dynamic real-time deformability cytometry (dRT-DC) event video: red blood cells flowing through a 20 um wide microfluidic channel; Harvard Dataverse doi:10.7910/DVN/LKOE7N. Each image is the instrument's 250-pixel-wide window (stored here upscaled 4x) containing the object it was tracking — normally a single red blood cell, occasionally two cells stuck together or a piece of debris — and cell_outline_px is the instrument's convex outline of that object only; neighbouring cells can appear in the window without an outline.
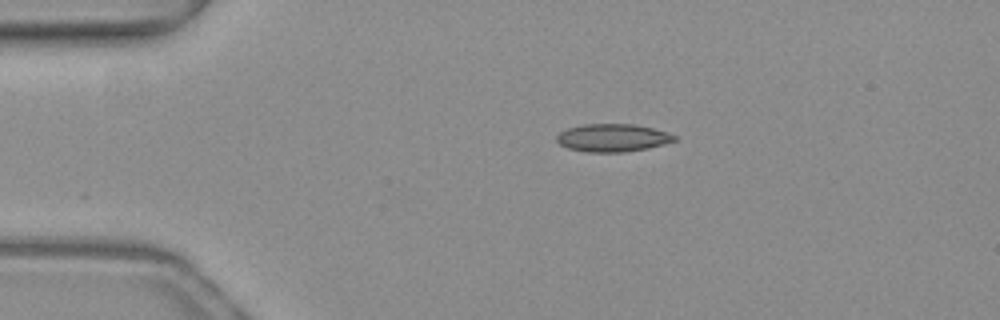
{"species": "common noctule bat (a hibernating species)", "species_latin": "Nyctalus noctula", "temperature_condition": "warm", "stored_images_in_passage": 42, "camera_frame_rate_fps": 3000, "um_per_image_px": 0.085, "animal": {"sex": "female", "body_mass_g": 19.3, "forearm_length_mm": 54.1}, "frame": {"image": 1, "passage_image": 1, "time_ms": 0.0, "image_size_px": [1000, 320], "cell_outline_px": [[676, 140], [664, 144], [648, 148], [624, 152], [588, 152], [568, 148], [560, 144], [556, 140], [556, 136], [560, 132], [568, 128], [584, 124], [636, 124], [668, 132], [676, 136]], "centroid_in_image_um": [52.08, 11.71], "position_along_channel_um": 32.9, "area_um2": 19.07}}
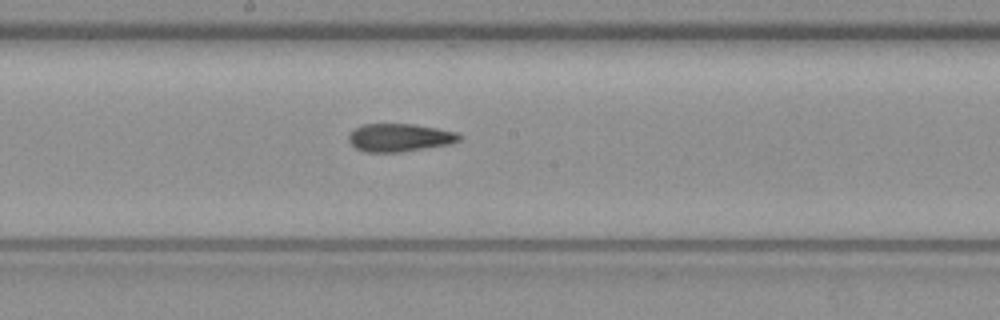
{"frame": {"image": 2, "passage_image": 18, "time_ms": 5.667, "image_size_px": [1000, 320], "cell_outline_px": [[464, 136], [460, 140], [452, 144], [400, 152], [364, 152], [356, 148], [348, 140], [348, 132], [364, 124], [412, 124], [436, 128], [456, 132]], "centroid_in_image_um": [33.97, 11.7], "position_along_channel_um": 214.2, "area_um2": 18.15}}
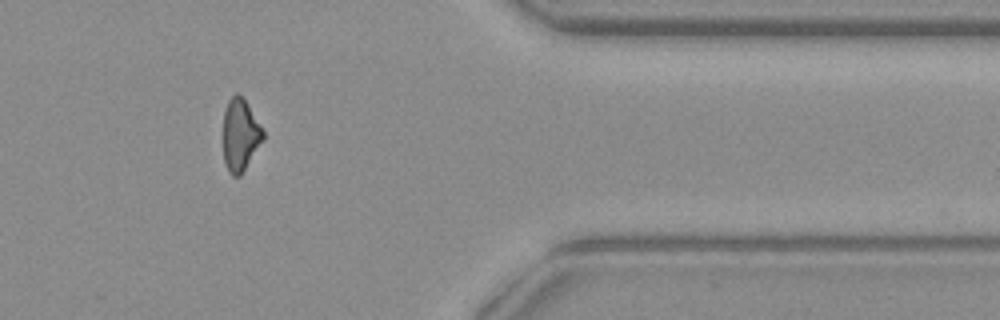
{"frame": {"image": 3, "passage_image": 33, "time_ms": 10.667, "image_size_px": [1000, 320], "cell_outline_px": [[264, 140], [240, 176], [232, 176], [228, 172], [224, 160], [224, 108], [228, 100], [236, 92], [244, 96], [260, 124], [264, 132]], "centroid_in_image_um": [20.43, 11.44], "position_along_channel_um": 391.0, "area_um2": 16.99}, "authors_computed_cell_mechanics": {"area_um2": 18.2359, "velocity_mm_per_s": 4.004, "shape_relaxation_time_tau1_ms": null, "shape_relaxation_time_tau2_ms": 3.7803, "deformation_change_tau1": null, "deformation_change_tau2": 0.1286}}